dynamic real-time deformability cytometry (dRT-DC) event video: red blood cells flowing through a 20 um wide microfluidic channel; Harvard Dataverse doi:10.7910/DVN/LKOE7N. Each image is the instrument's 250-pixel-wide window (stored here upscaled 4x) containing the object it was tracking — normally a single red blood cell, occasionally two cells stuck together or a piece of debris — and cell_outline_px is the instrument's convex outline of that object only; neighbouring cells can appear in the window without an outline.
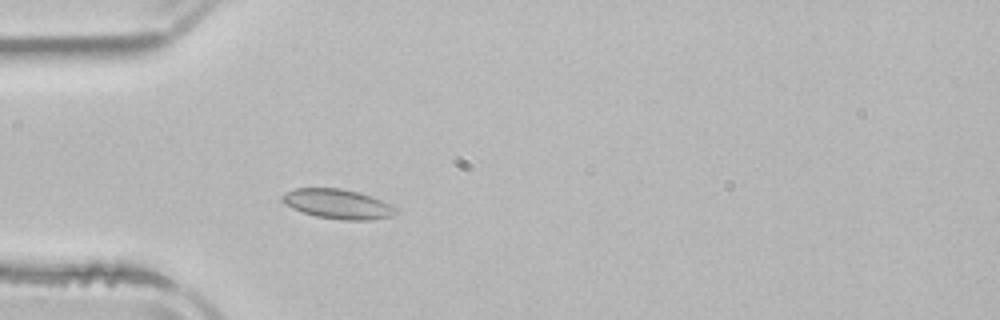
{"species": "common noctule bat (a hibernating species)", "species_latin": "Nyctalus noctula", "temperature_condition": "room temperature", "stored_images_in_passage": 2, "camera_frame_rate_fps": 3000, "um_per_image_px": 0.085, "animal": {"sex": "male", "body_mass_g": 21.5, "forearm_length_mm": 52.0}, "frame": {"image": 1, "passage_image": 2, "time_ms": 1.333, "image_size_px": [1000, 320], "cell_outline_px": [[396, 212], [392, 216], [368, 220], [344, 220], [316, 216], [292, 208], [284, 204], [280, 200], [280, 196], [284, 192], [296, 188], [340, 188], [356, 192], [380, 200], [396, 208]], "centroid_in_image_um": [28.63, 17.33], "position_along_channel_um": 56.4, "area_um2": 19.36}}